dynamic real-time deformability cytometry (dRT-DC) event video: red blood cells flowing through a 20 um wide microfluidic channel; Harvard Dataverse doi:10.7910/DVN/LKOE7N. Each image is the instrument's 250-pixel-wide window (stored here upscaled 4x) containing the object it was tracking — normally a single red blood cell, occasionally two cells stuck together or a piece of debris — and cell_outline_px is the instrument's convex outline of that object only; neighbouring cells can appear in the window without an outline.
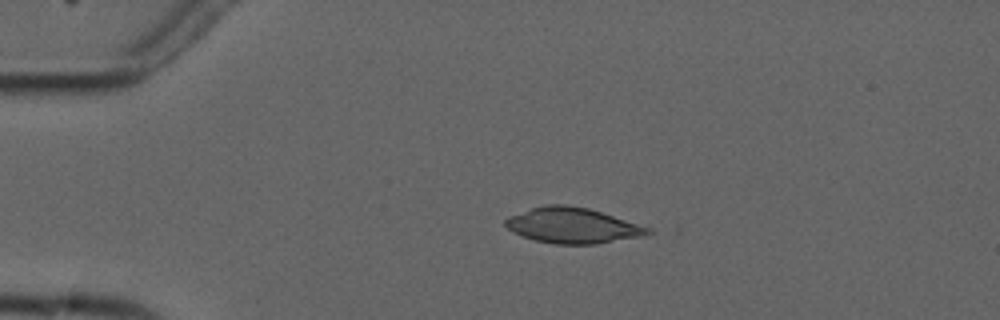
{"species": "common noctule bat (a hibernating species)", "species_latin": "Nyctalus noctula", "temperature_condition": "cold", "stored_images_in_passage": 5, "camera_frame_rate_fps": 3000, "um_per_image_px": 0.085, "animal": {"sex": "male", "forearm_length_mm": 52.5}, "frame": {"image": 1, "passage_image": 4, "time_ms": 3.667, "image_size_px": [1000, 320], "cell_outline_px": [[656, 232], [644, 236], [596, 244], [556, 244], [536, 240], [512, 232], [504, 224], [504, 220], [508, 216], [544, 204], [564, 204], [588, 208], [652, 228]], "centroid_in_image_um": [48.7, 19.16], "position_along_channel_um": 36.3, "area_um2": 29.54}}